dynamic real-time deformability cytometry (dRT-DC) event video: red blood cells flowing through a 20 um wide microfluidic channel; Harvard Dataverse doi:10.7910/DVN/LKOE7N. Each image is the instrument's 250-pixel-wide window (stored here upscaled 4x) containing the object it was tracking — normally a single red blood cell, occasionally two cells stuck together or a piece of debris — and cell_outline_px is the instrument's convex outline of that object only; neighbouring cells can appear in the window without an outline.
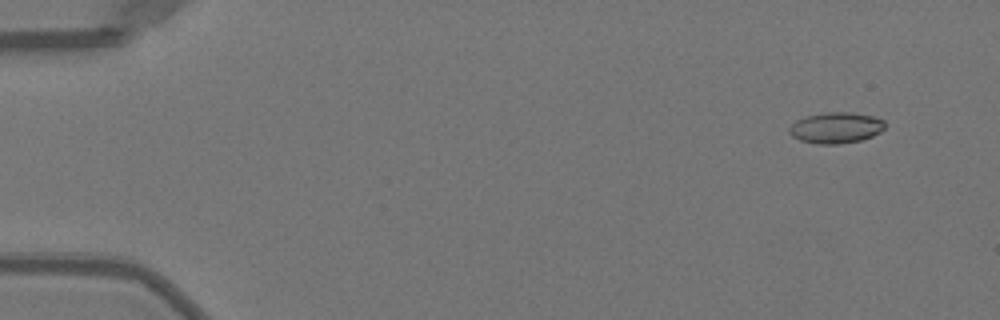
{"species": "Egyptian fruit bat (a non-hibernating species)", "species_latin": "Rousettus aegyptiacus", "temperature_condition": "warm", "stored_images_in_passage": 10, "camera_frame_rate_fps": 3000, "um_per_image_px": 0.085, "animal": {"sex": "female"}, "frame": {"image": 1, "passage_image": 1, "time_ms": 0.0, "image_size_px": [1000, 320], "cell_outline_px": [[884, 128], [880, 132], [872, 136], [860, 140], [840, 144], [816, 144], [800, 140], [792, 136], [788, 132], [788, 128], [796, 120], [804, 116], [828, 112], [848, 112], [872, 116], [884, 120]], "centroid_in_image_um": [71.02, 10.86], "position_along_channel_um": 14.0, "area_um2": 17.28}}